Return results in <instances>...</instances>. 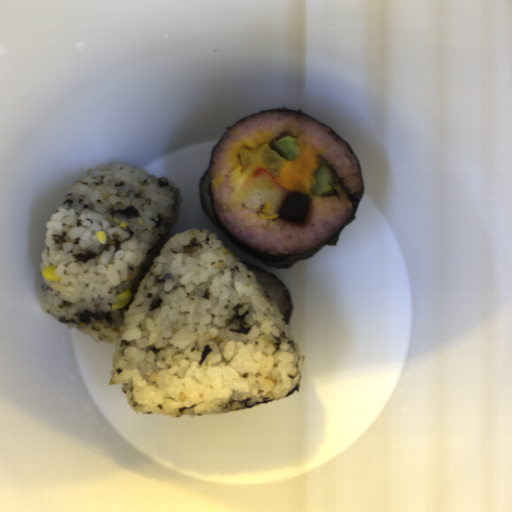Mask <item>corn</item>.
Segmentation results:
<instances>
[{
	"mask_svg": "<svg viewBox=\"0 0 512 512\" xmlns=\"http://www.w3.org/2000/svg\"><path fill=\"white\" fill-rule=\"evenodd\" d=\"M56 269H57V266H52V265L45 267L42 270L41 275L47 281H59L60 282L62 278L57 277Z\"/></svg>",
	"mask_w": 512,
	"mask_h": 512,
	"instance_id": "f1292c28",
	"label": "corn"
},
{
	"mask_svg": "<svg viewBox=\"0 0 512 512\" xmlns=\"http://www.w3.org/2000/svg\"><path fill=\"white\" fill-rule=\"evenodd\" d=\"M117 302L114 305H111L112 310L123 309L128 305L132 297V291L130 289H126L117 294Z\"/></svg>",
	"mask_w": 512,
	"mask_h": 512,
	"instance_id": "51d56268",
	"label": "corn"
},
{
	"mask_svg": "<svg viewBox=\"0 0 512 512\" xmlns=\"http://www.w3.org/2000/svg\"><path fill=\"white\" fill-rule=\"evenodd\" d=\"M97 239L99 243L106 244L107 242V234L105 231L96 232Z\"/></svg>",
	"mask_w": 512,
	"mask_h": 512,
	"instance_id": "5cfa1b94",
	"label": "corn"
},
{
	"mask_svg": "<svg viewBox=\"0 0 512 512\" xmlns=\"http://www.w3.org/2000/svg\"><path fill=\"white\" fill-rule=\"evenodd\" d=\"M127 227V222H120V228H126Z\"/></svg>",
	"mask_w": 512,
	"mask_h": 512,
	"instance_id": "cfcad685",
	"label": "corn"
}]
</instances>
